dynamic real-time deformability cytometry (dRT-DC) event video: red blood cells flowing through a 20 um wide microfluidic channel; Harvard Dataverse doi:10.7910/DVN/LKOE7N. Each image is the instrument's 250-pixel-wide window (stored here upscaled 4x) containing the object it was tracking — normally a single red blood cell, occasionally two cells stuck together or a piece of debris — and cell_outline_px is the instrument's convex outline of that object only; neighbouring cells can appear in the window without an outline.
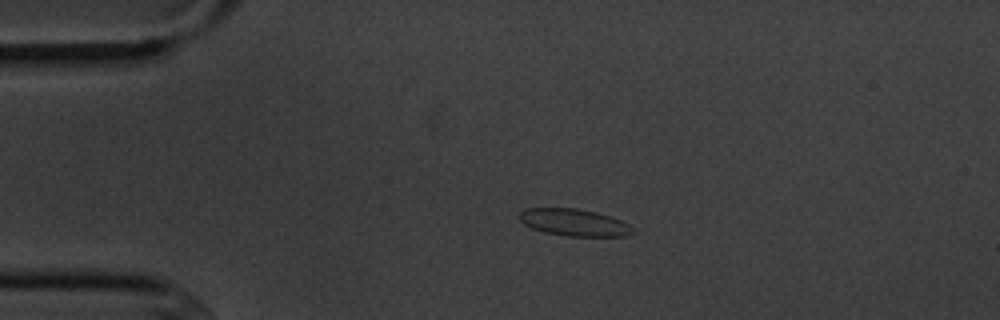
{"species": "common noctule bat (a hibernating species)", "species_latin": "Nyctalus noctula", "temperature_condition": "cold", "stored_images_in_passage": 3, "camera_frame_rate_fps": 3000, "um_per_image_px": 0.085, "animal": {"sex": "male", "body_mass_g": 20.1, "forearm_length_mm": 53.5}, "frame": {"image": 1, "passage_image": 2, "time_ms": 1.333, "image_size_px": [1000, 320], "cell_outline_px": [[636, 232], [624, 236], [568, 236], [544, 232], [532, 228], [524, 224], [520, 220], [520, 212], [524, 208], [576, 208], [596, 212], [612, 216], [636, 228]], "centroid_in_image_um": [48.84, 18.91], "position_along_channel_um": 36.2, "area_um2": 17.98}}